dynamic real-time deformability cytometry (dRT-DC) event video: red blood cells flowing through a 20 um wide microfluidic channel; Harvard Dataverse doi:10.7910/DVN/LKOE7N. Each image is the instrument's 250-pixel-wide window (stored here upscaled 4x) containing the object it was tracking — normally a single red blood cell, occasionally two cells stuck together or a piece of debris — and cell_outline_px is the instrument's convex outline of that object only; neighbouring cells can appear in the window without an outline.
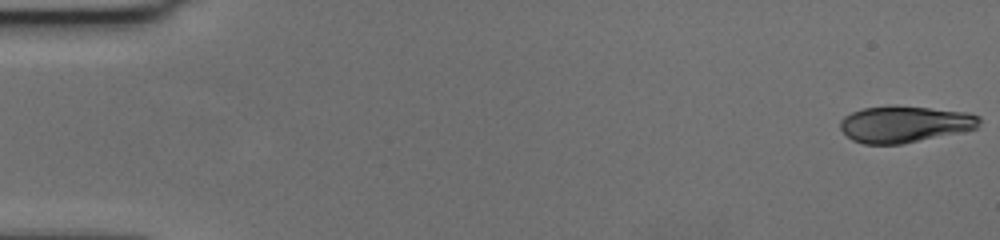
{"species": "human", "species_latin": "Homo sapiens", "temperature_condition": "cold", "stored_images_in_passage": 57, "camera_frame_rate_fps": 3000, "um_per_image_px": 0.085, "donor": {"sex": "female"}, "frame": {"image": 1, "passage_image": 1, "time_ms": 0.0, "image_size_px": [1000, 240], "cell_outline_px": [[980, 120], [976, 128], [960, 132], [904, 144], [864, 144], [852, 140], [840, 128], [840, 120], [844, 116], [852, 112], [864, 108], [892, 104], [896, 104], [968, 112], [980, 116]], "centroid_in_image_um": [76.88, 10.53], "position_along_channel_um": 8.1, "area_um2": 29.94}}
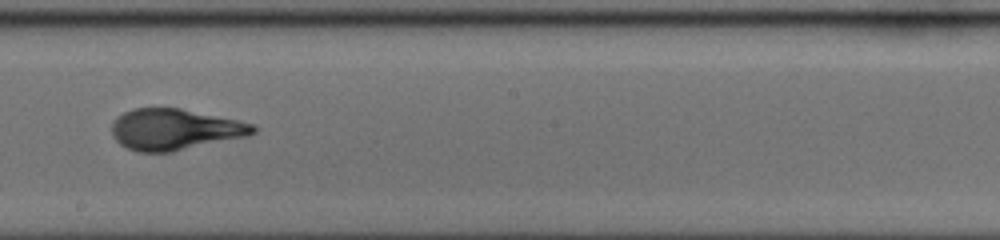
{"frame": {"image": 2, "passage_image": 33, "time_ms": 10.667, "image_size_px": [1000, 240], "cell_outline_px": [[256, 132], [248, 136], [172, 152], [136, 152], [120, 144], [112, 136], [112, 124], [116, 116], [132, 108], [180, 108], [240, 120], [252, 124], [256, 128]], "centroid_in_image_um": [14.84, 11.0], "position_along_channel_um": 233.4, "area_um2": 34.04}}
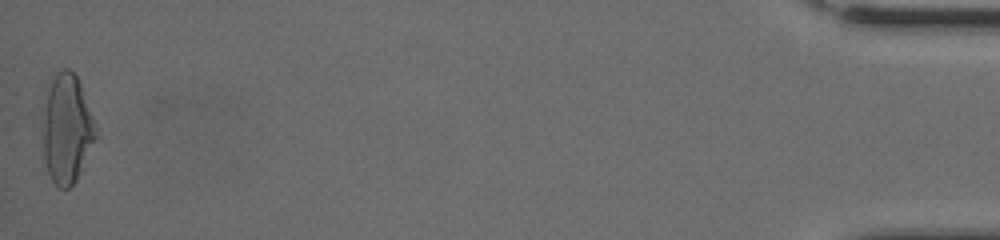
{"frame": {"image": 3, "passage_image": 57, "time_ms": 18.667, "image_size_px": [1000, 240], "cell_outline_px": [[100, 128], [80, 172], [76, 180], [68, 188], [60, 188], [52, 180], [48, 172], [44, 156], [44, 120], [48, 88], [56, 72], [64, 68], [68, 68], [76, 76], [80, 84]], "centroid_in_image_um": [5.74, 10.93], "position_along_channel_um": 429.5, "area_um2": 33.29}, "authors_computed_cell_mechanics": {"area_um2": 32.8304, "velocity_mm_per_s": 3.6389, "shape_relaxation_time_tau1_ms": 4.3461, "shape_relaxation_time_tau2_ms": null, "deformation_change_tau1": 0.2089, "deformation_change_tau2": null}}